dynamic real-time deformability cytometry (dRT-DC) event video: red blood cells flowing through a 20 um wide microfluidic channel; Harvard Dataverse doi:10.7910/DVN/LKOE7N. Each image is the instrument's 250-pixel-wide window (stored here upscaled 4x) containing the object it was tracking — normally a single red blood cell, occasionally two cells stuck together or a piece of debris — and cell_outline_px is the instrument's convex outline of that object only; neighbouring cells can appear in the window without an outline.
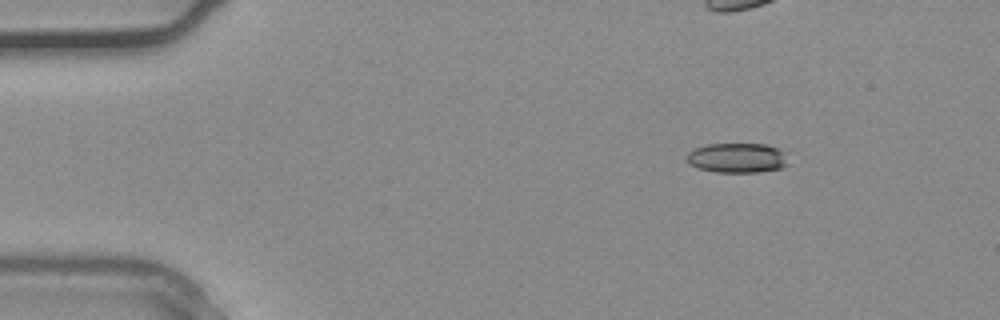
{"species": "common noctule bat (a hibernating species)", "species_latin": "Nyctalus noctula", "temperature_condition": "warm", "stored_images_in_passage": 39, "camera_frame_rate_fps": 3000, "um_per_image_px": 0.085, "animal": {"sex": "male", "body_mass_g": 20.4}, "frame": {"image": 1, "passage_image": 6, "time_ms": 1.667, "image_size_px": [1000, 320], "cell_outline_px": [[788, 164], [780, 168], [760, 172], [716, 172], [700, 168], [688, 164], [688, 152], [696, 148], [708, 144], [764, 144], [776, 148], [784, 152]], "centroid_in_image_um": [62.67, 13.42], "position_along_channel_um": 22.3, "area_um2": 17.4}}